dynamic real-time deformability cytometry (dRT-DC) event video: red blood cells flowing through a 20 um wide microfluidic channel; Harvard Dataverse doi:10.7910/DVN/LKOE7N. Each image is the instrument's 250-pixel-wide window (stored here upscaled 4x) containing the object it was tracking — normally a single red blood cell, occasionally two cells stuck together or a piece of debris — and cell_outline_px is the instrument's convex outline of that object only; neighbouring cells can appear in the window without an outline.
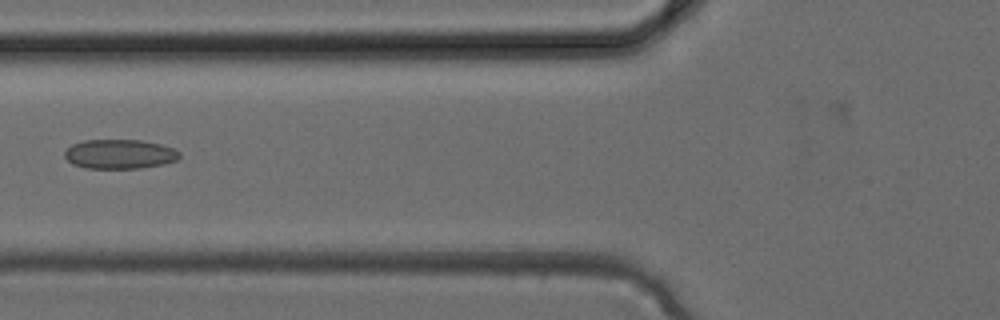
{"species": "common noctule bat (a hibernating species)", "species_latin": "Nyctalus noctula", "temperature_condition": "cold", "stored_images_in_passage": 4, "camera_frame_rate_fps": 3000, "um_per_image_px": 0.085, "animal": {"sex": "female", "body_mass_g": 24.6, "forearm_length_mm": 56.2}, "frame": {"image": 1, "passage_image": 4, "time_ms": 1.0, "image_size_px": [1000, 320], "cell_outline_px": [[180, 156], [176, 160], [164, 164], [140, 168], [88, 168], [72, 164], [64, 156], [64, 152], [72, 144], [84, 140], [140, 140], [160, 144], [172, 148], [180, 152]], "centroid_in_image_um": [10.16, 13.09], "position_along_channel_um": 115.6, "area_um2": 19.59}}